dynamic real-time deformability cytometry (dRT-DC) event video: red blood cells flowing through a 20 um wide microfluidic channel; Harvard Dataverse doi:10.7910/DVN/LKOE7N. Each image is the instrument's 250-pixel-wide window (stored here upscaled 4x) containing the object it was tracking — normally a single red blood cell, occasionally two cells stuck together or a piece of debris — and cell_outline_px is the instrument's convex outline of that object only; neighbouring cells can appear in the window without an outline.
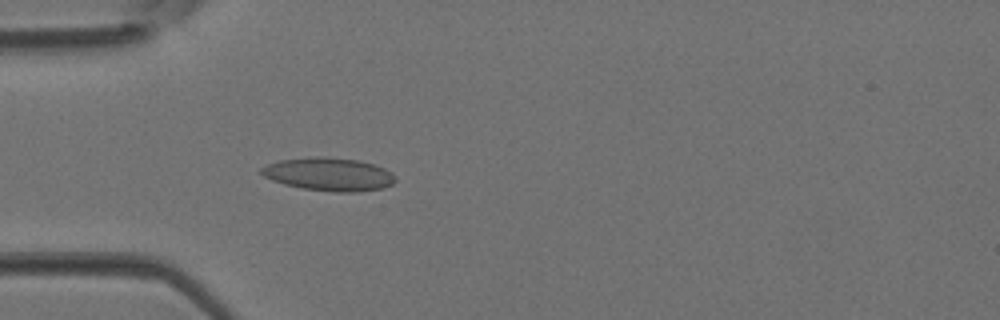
{"species": "Egyptian fruit bat (a non-hibernating species)", "species_latin": "Rousettus aegyptiacus", "temperature_condition": "room temperature", "stored_images_in_passage": 26, "camera_frame_rate_fps": 3000, "um_per_image_px": 0.085, "animal": {"sex": "female"}, "frame": {"image": 1, "passage_image": 13, "time_ms": 4.0, "image_size_px": [1000, 320], "cell_outline_px": [[396, 180], [392, 184], [384, 188], [356, 192], [332, 192], [300, 188], [284, 184], [272, 180], [264, 176], [260, 172], [260, 168], [268, 164], [280, 160], [316, 156], [324, 156], [356, 160], [372, 164], [384, 168], [392, 172], [396, 176]], "centroid_in_image_um": [27.96, 14.82], "position_along_channel_um": 57.0, "area_um2": 26.01}}
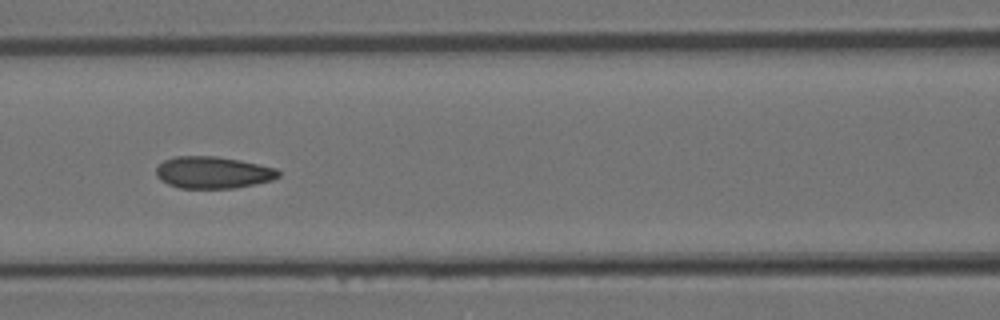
{"frame": {"image": 2, "passage_image": 19, "time_ms": 6.0, "image_size_px": [1000, 320], "cell_outline_px": [[280, 176], [272, 180], [236, 188], [180, 188], [168, 184], [160, 180], [156, 176], [156, 168], [164, 160], [176, 156], [216, 156], [240, 160], [276, 168], [280, 172]], "centroid_in_image_um": [18.1, 14.66], "position_along_channel_um": 148.5, "area_um2": 22.77}}
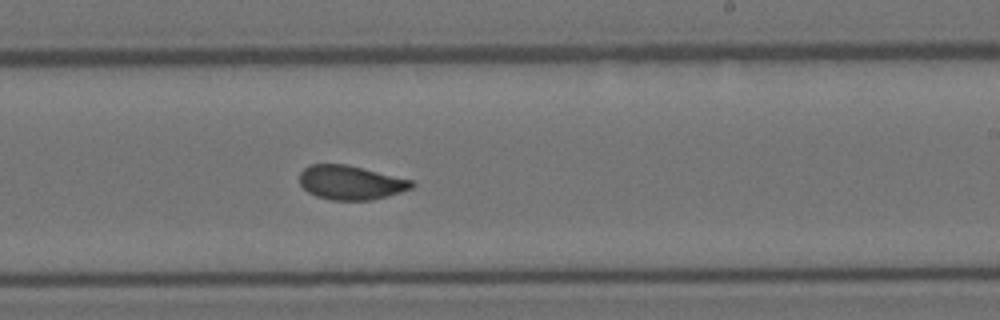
{"frame": {"image": 3, "passage_image": 26, "time_ms": 8.333, "image_size_px": [1000, 320], "cell_outline_px": [[416, 184], [412, 188], [388, 196], [372, 200], [332, 200], [316, 196], [308, 192], [300, 184], [300, 172], [304, 168], [312, 164], [344, 164], [412, 180]], "centroid_in_image_um": [29.8, 15.53], "position_along_channel_um": 259.2, "area_um2": 22.14}}